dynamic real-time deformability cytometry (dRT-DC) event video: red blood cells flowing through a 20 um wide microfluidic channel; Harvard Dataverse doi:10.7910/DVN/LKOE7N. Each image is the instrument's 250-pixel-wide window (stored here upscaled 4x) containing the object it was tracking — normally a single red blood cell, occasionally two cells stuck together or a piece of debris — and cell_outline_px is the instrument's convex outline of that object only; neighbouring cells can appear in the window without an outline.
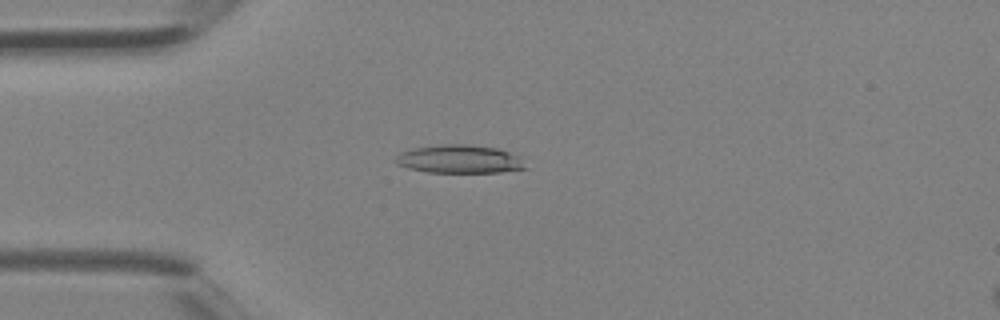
{"species": "Egyptian fruit bat (a non-hibernating species)", "species_latin": "Rousettus aegyptiacus", "temperature_condition": "room temperature", "stored_images_in_passage": 4, "camera_frame_rate_fps": 3000, "um_per_image_px": 0.085, "animal": {"sex": "female"}, "frame": {"image": 1, "passage_image": 4, "time_ms": 1.0, "image_size_px": [1000, 320], "cell_outline_px": [[528, 168], [500, 172], [428, 172], [408, 168], [396, 164], [396, 156], [400, 152], [412, 148], [440, 144], [472, 144], [496, 148], [520, 156]], "centroid_in_image_um": [39.06, 13.52], "position_along_channel_um": 45.9, "area_um2": 21.5}}